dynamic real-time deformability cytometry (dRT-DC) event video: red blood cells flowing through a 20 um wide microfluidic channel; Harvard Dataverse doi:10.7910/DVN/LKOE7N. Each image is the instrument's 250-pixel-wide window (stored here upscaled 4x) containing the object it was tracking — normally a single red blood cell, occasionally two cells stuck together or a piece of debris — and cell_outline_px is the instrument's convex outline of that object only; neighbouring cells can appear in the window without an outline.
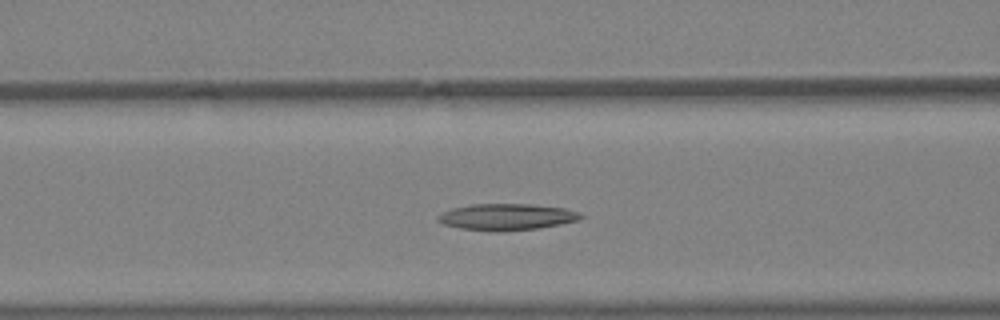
{"species": "Egyptian fruit bat (a non-hibernating species)", "species_latin": "Rousettus aegyptiacus", "temperature_condition": "warm", "stored_images_in_passage": 21, "camera_frame_rate_fps": 3000, "um_per_image_px": 0.085, "animal": {"sex": "female"}, "frame": {"image": 1, "passage_image": 5, "time_ms": 1.333, "image_size_px": [1000, 320], "cell_outline_px": [[584, 216], [580, 220], [560, 224], [536, 228], [504, 232], [500, 232], [460, 228], [444, 224], [436, 220], [436, 216], [452, 208], [472, 204], [532, 204], [564, 208], [580, 212]], "centroid_in_image_um": [43.08, 18.44], "position_along_channel_um": 123.5, "area_um2": 22.08}}
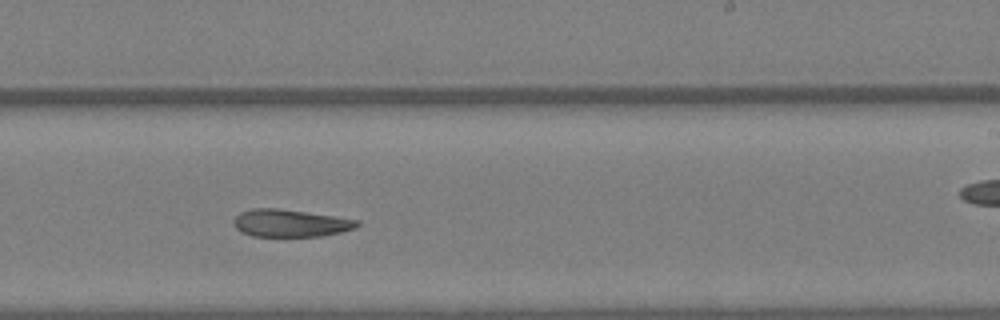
{"frame": {"image": 2, "passage_image": 13, "time_ms": 4.0, "image_size_px": [1000, 320], "cell_outline_px": [[360, 224], [356, 228], [324, 236], [252, 236], [240, 232], [236, 228], [232, 220], [240, 212], [252, 208], [276, 208], [360, 220]], "centroid_in_image_um": [24.66, 18.97], "position_along_channel_um": 264.3, "area_um2": 19.71}}
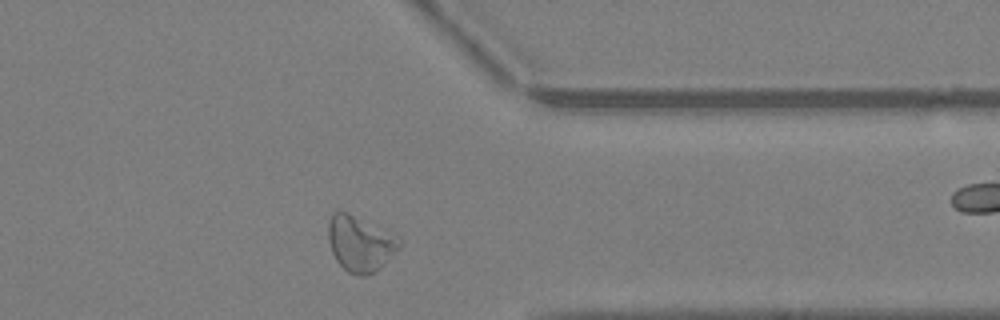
{"frame": {"image": 3, "passage_image": 20, "time_ms": 6.333, "image_size_px": [1000, 320], "cell_outline_px": [[400, 244], [380, 276], [344, 276], [332, 252], [328, 240], [328, 224], [332, 212], [348, 212], [392, 224], [400, 232]], "centroid_in_image_um": [30.75, 20.71], "position_along_channel_um": 380.7, "area_um2": 26.07}}